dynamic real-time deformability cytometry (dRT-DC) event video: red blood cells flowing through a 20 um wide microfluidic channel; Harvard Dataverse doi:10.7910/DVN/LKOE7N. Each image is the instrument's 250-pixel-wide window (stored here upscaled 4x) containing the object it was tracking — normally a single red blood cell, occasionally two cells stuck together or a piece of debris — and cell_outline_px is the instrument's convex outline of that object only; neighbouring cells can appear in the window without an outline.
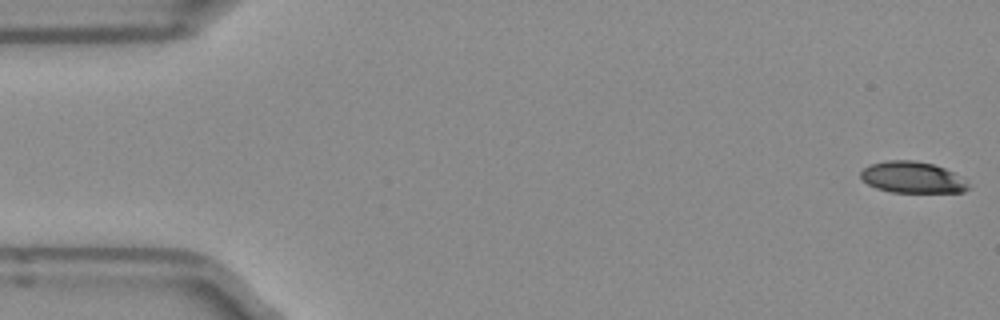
{"species": "Egyptian fruit bat (a non-hibernating species)", "species_latin": "Rousettus aegyptiacus", "temperature_condition": "room temperature", "stored_images_in_passage": 11, "camera_frame_rate_fps": 3000, "um_per_image_px": 0.085, "frame": {"image": 1, "passage_image": 1, "time_ms": 0.0, "image_size_px": [1000, 320], "cell_outline_px": [[972, 188], [964, 192], [892, 192], [876, 188], [868, 184], [860, 176], [860, 172], [868, 164], [888, 160], [912, 160], [932, 164], [944, 168], [952, 172], [968, 184]], "centroid_in_image_um": [77.52, 15.08], "position_along_channel_um": 7.5, "area_um2": 19.54}}